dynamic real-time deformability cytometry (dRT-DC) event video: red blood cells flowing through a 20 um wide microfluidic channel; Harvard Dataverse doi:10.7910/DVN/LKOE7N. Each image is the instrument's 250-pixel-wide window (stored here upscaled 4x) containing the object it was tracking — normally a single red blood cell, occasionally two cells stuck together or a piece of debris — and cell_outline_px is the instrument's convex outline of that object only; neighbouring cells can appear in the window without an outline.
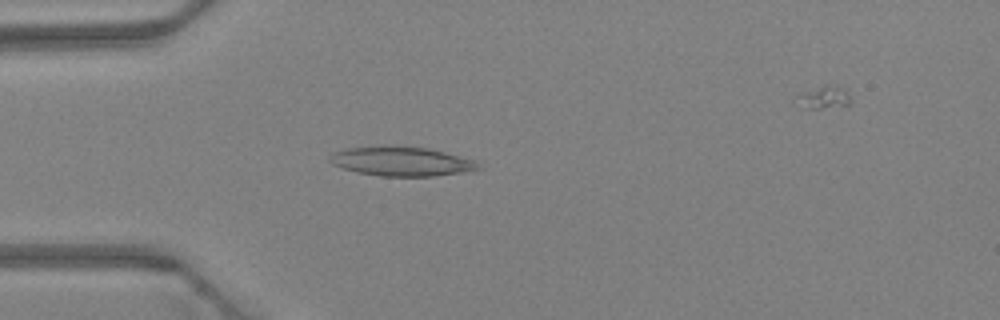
{"species": "Egyptian fruit bat (a non-hibernating species)", "species_latin": "Rousettus aegyptiacus", "temperature_condition": "warm", "stored_images_in_passage": 33, "camera_frame_rate_fps": 3000, "um_per_image_px": 0.085, "animal": {"sex": "female"}, "frame": {"image": 1, "passage_image": 1, "time_ms": 0.0, "image_size_px": [1000, 320], "cell_outline_px": [[480, 168], [460, 172], [432, 176], [380, 176], [356, 172], [332, 164], [328, 160], [336, 152], [344, 148], [388, 144], [428, 148], [476, 160]], "centroid_in_image_um": [34.08, 13.69], "position_along_channel_um": 50.9, "area_um2": 25.43}}
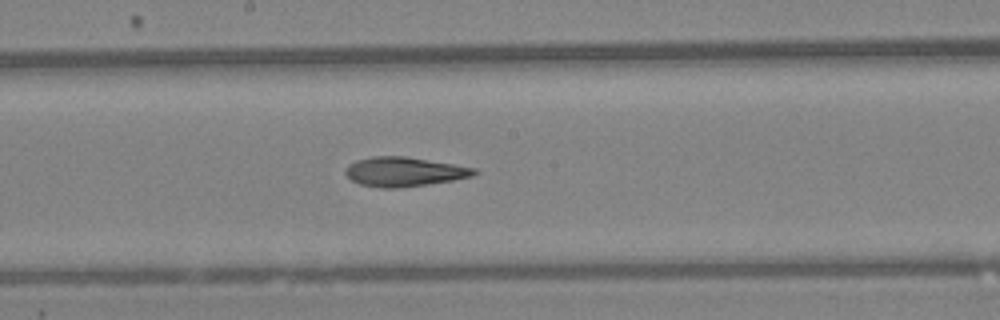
{"frame": {"image": 2, "passage_image": 13, "time_ms": 4.0, "image_size_px": [1000, 320], "cell_outline_px": [[480, 172], [472, 176], [452, 180], [428, 184], [400, 188], [380, 188], [360, 184], [352, 180], [344, 172], [348, 164], [356, 160], [372, 156], [404, 156], [476, 168]], "centroid_in_image_um": [34.34, 14.6], "position_along_channel_um": 213.9, "area_um2": 21.96}}
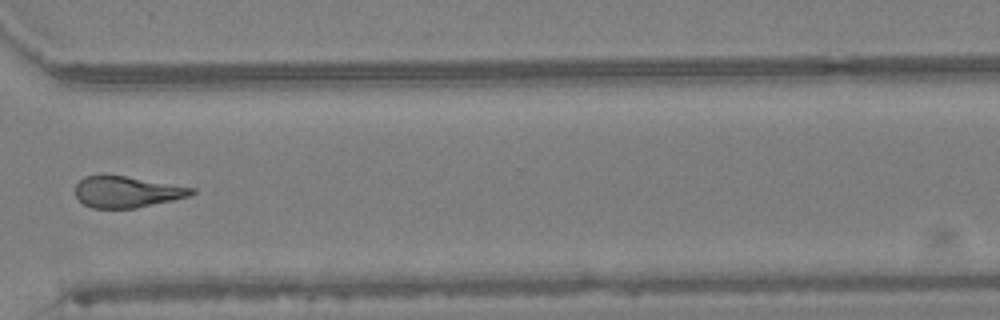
{"frame": {"image": 3, "passage_image": 23, "time_ms": 7.333, "image_size_px": [1000, 320], "cell_outline_px": [[196, 192], [192, 196], [136, 208], [92, 208], [84, 204], [76, 196], [76, 184], [84, 176], [124, 176], [196, 188]], "centroid_in_image_um": [10.83, 16.32], "position_along_channel_um": 359.8, "area_um2": 20.98}}